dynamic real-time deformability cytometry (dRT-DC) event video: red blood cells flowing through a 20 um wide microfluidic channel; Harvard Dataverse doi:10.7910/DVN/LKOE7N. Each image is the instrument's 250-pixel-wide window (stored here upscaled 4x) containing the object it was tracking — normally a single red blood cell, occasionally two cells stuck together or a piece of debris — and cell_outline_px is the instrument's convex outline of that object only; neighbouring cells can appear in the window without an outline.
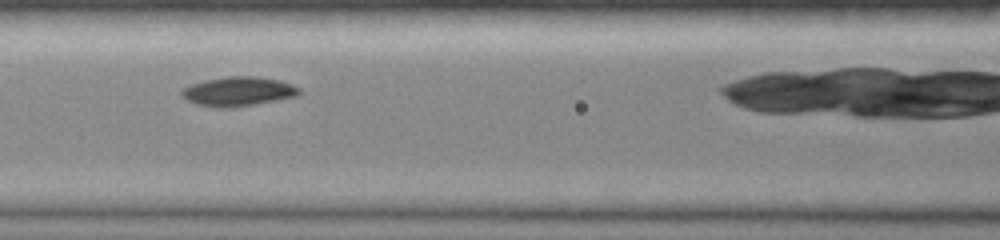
{"species": "common noctule bat (a hibernating species)", "species_latin": "Nyctalus noctula", "temperature_condition": "room temperature", "stored_images_in_passage": 39, "camera_frame_rate_fps": 3000, "um_per_image_px": 0.085, "animal": {"sex": "female", "body_mass_g": 19.0, "forearm_length_mm": 51.5}, "frame": {"image": 1, "passage_image": 7, "time_ms": 1.0, "image_size_px": [1000, 240], "cell_outline_px": [[300, 92], [296, 96], [276, 100], [232, 108], [220, 108], [196, 104], [180, 96], [180, 92], [184, 88], [192, 84], [204, 80], [224, 76], [252, 76], [280, 80], [292, 84], [300, 88]], "centroid_in_image_um": [20.23, 7.77], "position_along_channel_um": 146.4, "area_um2": 20.06}}
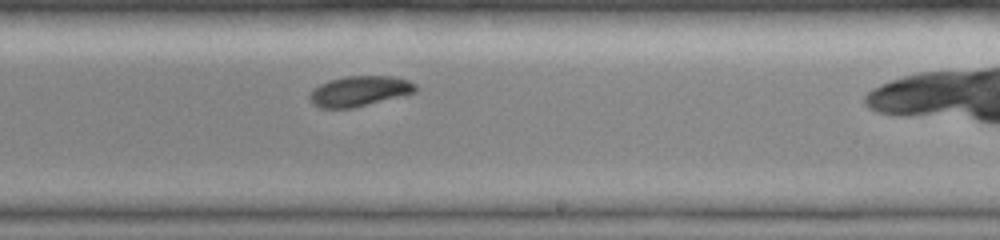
{"frame": {"image": 2, "passage_image": 22, "time_ms": 3.667, "image_size_px": [1000, 240], "cell_outline_px": [[416, 92], [352, 108], [320, 108], [312, 104], [308, 96], [312, 88], [328, 80], [344, 76], [392, 76], [408, 80], [416, 84]], "centroid_in_image_um": [30.5, 7.74], "position_along_channel_um": 258.5, "area_um2": 18.73}}
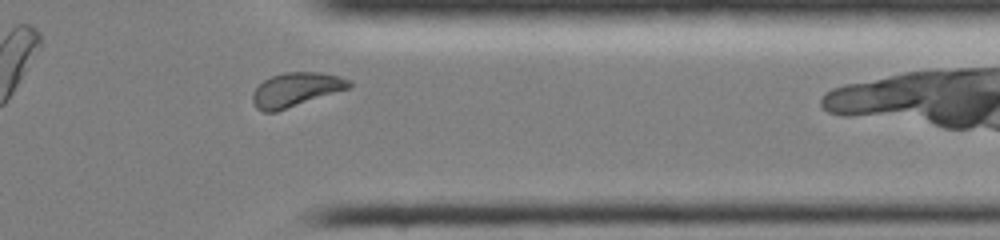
{"frame": {"image": 3, "passage_image": 34, "time_ms": 6.667, "image_size_px": [1000, 240], "cell_outline_px": [[352, 84], [348, 88], [276, 112], [264, 112], [256, 108], [252, 100], [252, 92], [264, 80], [272, 76], [284, 72], [320, 72], [340, 76], [352, 80]], "centroid_in_image_um": [25.14, 7.61], "position_along_channel_um": 386.3, "area_um2": 19.02}}